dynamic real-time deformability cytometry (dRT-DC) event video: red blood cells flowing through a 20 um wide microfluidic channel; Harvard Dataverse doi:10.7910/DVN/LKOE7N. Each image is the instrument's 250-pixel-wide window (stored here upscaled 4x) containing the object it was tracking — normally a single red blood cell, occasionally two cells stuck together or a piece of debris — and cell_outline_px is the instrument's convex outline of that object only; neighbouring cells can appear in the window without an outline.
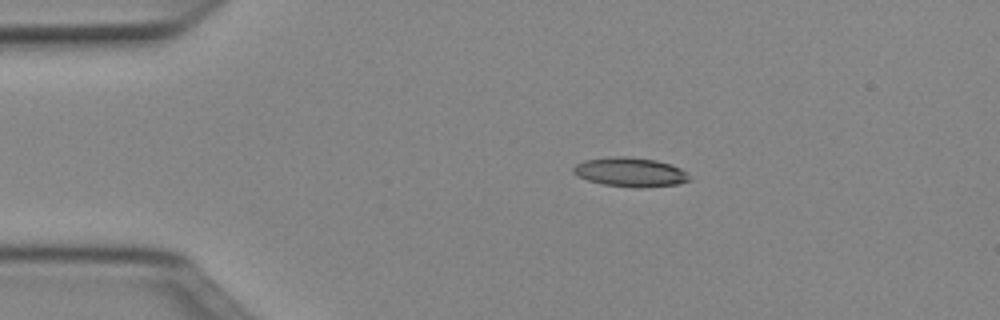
{"species": "Egyptian fruit bat (a non-hibernating species)", "species_latin": "Rousettus aegyptiacus", "temperature_condition": "cold", "stored_images_in_passage": 42, "camera_frame_rate_fps": 3000, "um_per_image_px": 0.085, "animal": {"sex": "female"}, "frame": {"image": 1, "passage_image": 1, "time_ms": 0.0, "image_size_px": [1000, 320], "cell_outline_px": [[692, 180], [680, 184], [640, 188], [636, 188], [604, 184], [588, 180], [576, 176], [572, 172], [572, 168], [576, 164], [584, 160], [608, 156], [628, 156], [656, 160], [680, 168], [688, 172]], "centroid_in_image_um": [53.58, 14.63], "position_along_channel_um": 31.4, "area_um2": 20.06}}
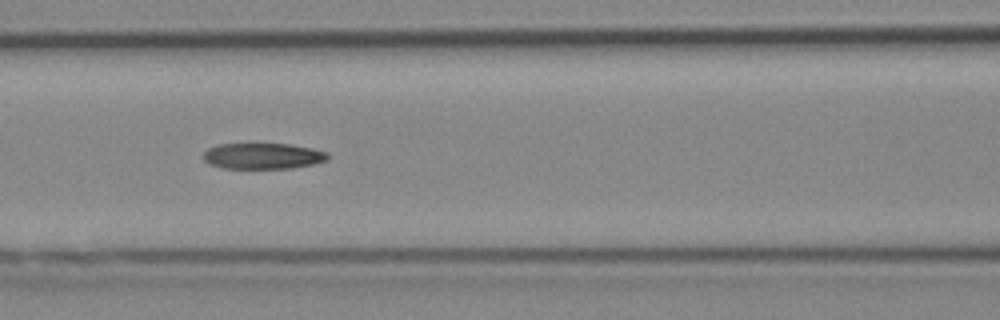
{"frame": {"image": 2, "passage_image": 13, "time_ms": 4.0, "image_size_px": [1000, 320], "cell_outline_px": [[328, 160], [312, 164], [292, 168], [224, 168], [208, 164], [204, 160], [204, 152], [208, 148], [216, 144], [288, 144], [312, 148], [328, 152]], "centroid_in_image_um": [22.33, 13.26], "position_along_channel_um": 144.3, "area_um2": 18.79}}
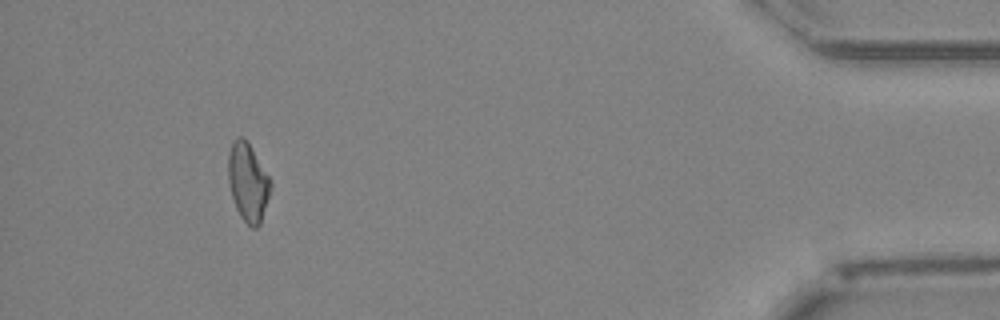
{"frame": {"image": 3, "passage_image": 38, "time_ms": 12.333, "image_size_px": [1000, 320], "cell_outline_px": [[272, 184], [260, 224], [256, 228], [252, 228], [240, 216], [236, 208], [232, 196], [228, 180], [228, 152], [232, 140], [236, 136], [240, 136], [248, 144], [268, 176]], "centroid_in_image_um": [21.04, 15.49], "position_along_channel_um": 414.2, "area_um2": 18.9}, "authors_computed_cell_mechanics": {"area_um2": 19.7098, "velocity_mm_per_s": 4.0139, "shape_relaxation_time_tau1_ms": 7.4852, "shape_relaxation_time_tau2_ms": 7.4263, "deformation_change_tau1": 0.1969, "deformation_change_tau2": 0.1843}}